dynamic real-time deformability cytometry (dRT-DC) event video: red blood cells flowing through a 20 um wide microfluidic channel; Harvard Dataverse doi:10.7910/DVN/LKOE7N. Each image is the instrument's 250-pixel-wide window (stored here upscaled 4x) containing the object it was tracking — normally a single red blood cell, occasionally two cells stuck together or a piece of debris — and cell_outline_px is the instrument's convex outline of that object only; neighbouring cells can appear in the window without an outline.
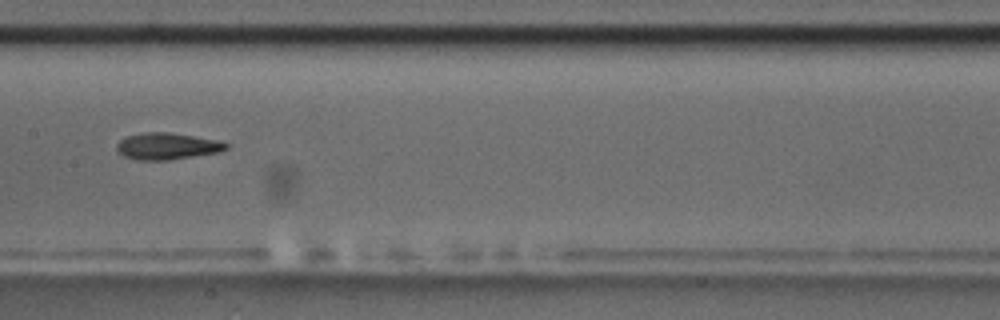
{"species": "common noctule bat (a hibernating species)", "species_latin": "Nyctalus noctula", "temperature_condition": "room temperature", "stored_images_in_passage": 15, "camera_frame_rate_fps": 3000, "um_per_image_px": 0.085, "animal": {"sex": "male", "body_mass_g": 17.5, "forearm_length_mm": 52.3}, "frame": {"image": 1, "passage_image": 7, "time_ms": 8.0, "image_size_px": [1000, 320], "cell_outline_px": [[228, 148], [220, 152], [168, 160], [140, 160], [124, 156], [116, 152], [116, 144], [120, 140], [128, 136], [144, 132], [168, 132], [216, 140], [228, 144]], "centroid_in_image_um": [14.17, 12.43], "position_along_channel_um": 193.2, "area_um2": 16.88}}
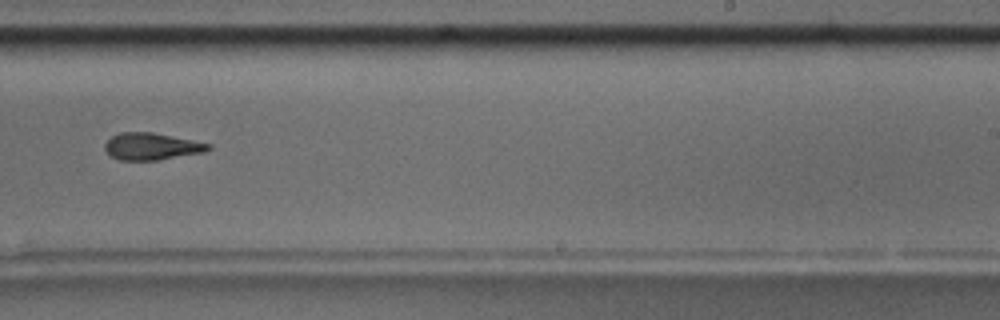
{"frame": {"image": 2, "passage_image": 9, "time_ms": 10.333, "image_size_px": [1000, 320], "cell_outline_px": [[212, 148], [204, 152], [156, 160], [120, 160], [112, 156], [104, 148], [104, 144], [112, 136], [120, 132], [152, 132], [212, 144]], "centroid_in_image_um": [12.89, 12.44], "position_along_channel_um": 276.1, "area_um2": 16.13}, "authors_computed_cell_mechanics": {"area_um2": 19.9988, "velocity_mm_per_s": 3.5643, "shape_relaxation_time_tau1_ms": 3.9187, "shape_relaxation_time_tau2_ms": 4.7748, "deformation_change_tau1": 0.1388, "deformation_change_tau2": 0.135}}